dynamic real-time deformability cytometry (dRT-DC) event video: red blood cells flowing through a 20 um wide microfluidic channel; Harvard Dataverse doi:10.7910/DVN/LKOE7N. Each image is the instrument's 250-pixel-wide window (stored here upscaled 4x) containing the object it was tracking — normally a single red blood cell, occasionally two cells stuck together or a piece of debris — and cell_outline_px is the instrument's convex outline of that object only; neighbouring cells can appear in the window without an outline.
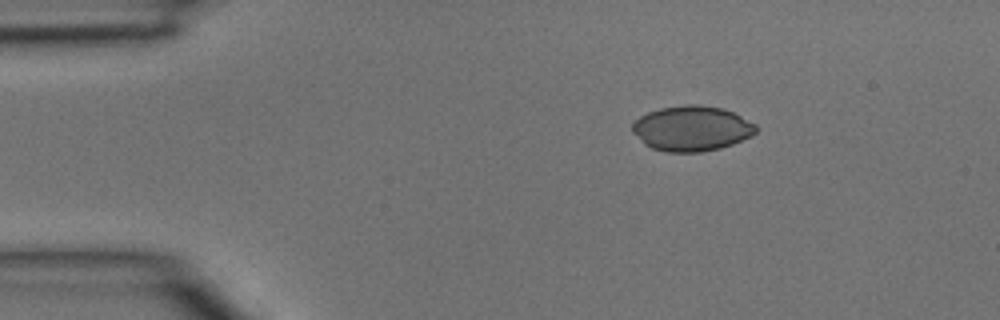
{"species": "common noctule bat (a hibernating species)", "species_latin": "Nyctalus noctula", "temperature_condition": "room temperature", "stored_images_in_passage": 4, "segment_of_instrument_passage": [2, 2], "camera_frame_rate_fps": 3000, "um_per_image_px": 0.085, "animal": {"sex": "male", "body_mass_g": 15.6}, "frame": {"image": 1, "passage_image": 4, "time_ms": 1.0, "image_size_px": [1000, 320], "cell_outline_px": [[760, 128], [752, 136], [732, 144], [720, 148], [700, 152], [664, 152], [652, 148], [644, 144], [632, 132], [632, 124], [640, 116], [648, 112], [660, 108], [684, 104], [700, 104], [724, 108], [756, 124]], "centroid_in_image_um": [58.8, 10.91], "position_along_channel_um": 26.2, "area_um2": 32.83}}